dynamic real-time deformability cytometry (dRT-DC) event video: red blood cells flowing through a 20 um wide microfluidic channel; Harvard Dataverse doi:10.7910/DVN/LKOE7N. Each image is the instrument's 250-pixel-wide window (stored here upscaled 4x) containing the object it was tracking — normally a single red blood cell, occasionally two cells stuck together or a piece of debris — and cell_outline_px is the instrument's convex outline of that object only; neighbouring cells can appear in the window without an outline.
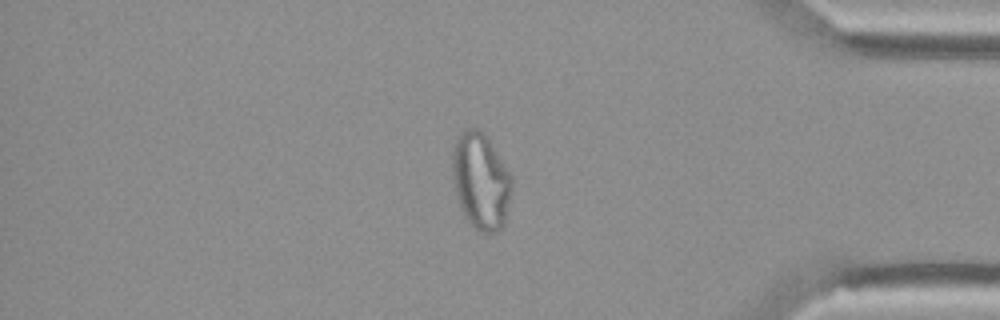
{"species": "Egyptian fruit bat (a non-hibernating species)", "species_latin": "Rousettus aegyptiacus", "temperature_condition": "cold", "stored_images_in_passage": 55, "camera_frame_rate_fps": 3000, "um_per_image_px": 0.085, "animal": {"sex": "female"}, "frame": {"image": 1, "passage_image": 47, "time_ms": 15.333, "image_size_px": [1000, 320], "cell_outline_px": [[512, 192], [504, 224], [496, 232], [480, 232], [464, 216], [460, 208], [452, 180], [452, 144], [456, 136], [464, 128], [480, 128], [484, 132], [512, 176]], "centroid_in_image_um": [40.84, 15.34], "position_along_channel_um": 394.4, "area_um2": 33.87}}